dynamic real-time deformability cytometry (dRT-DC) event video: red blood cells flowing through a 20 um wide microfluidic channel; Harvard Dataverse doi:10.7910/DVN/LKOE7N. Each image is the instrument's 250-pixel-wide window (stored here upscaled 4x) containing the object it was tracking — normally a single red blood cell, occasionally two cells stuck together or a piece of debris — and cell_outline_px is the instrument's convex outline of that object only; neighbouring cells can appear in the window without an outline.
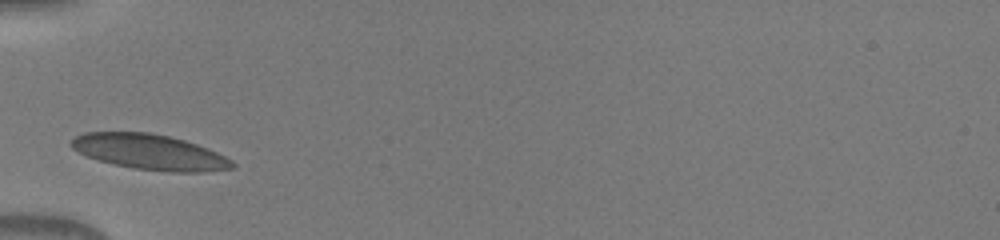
{"species": "human", "species_latin": "Homo sapiens", "temperature_condition": "warm", "stored_images_in_passage": 31, "camera_frame_rate_fps": 3000, "um_per_image_px": 0.085, "donor": {"sex": "male"}, "frame": {"image": 1, "passage_image": 1, "time_ms": 0.0, "image_size_px": [1000, 240], "cell_outline_px": [[236, 168], [200, 172], [172, 172], [132, 168], [100, 160], [88, 156], [72, 148], [68, 144], [76, 136], [84, 132], [148, 132], [168, 136], [184, 140], [208, 148], [232, 160], [236, 164]], "centroid_in_image_um": [12.75, 12.92], "position_along_channel_um": 72.2, "area_um2": 33.0}}